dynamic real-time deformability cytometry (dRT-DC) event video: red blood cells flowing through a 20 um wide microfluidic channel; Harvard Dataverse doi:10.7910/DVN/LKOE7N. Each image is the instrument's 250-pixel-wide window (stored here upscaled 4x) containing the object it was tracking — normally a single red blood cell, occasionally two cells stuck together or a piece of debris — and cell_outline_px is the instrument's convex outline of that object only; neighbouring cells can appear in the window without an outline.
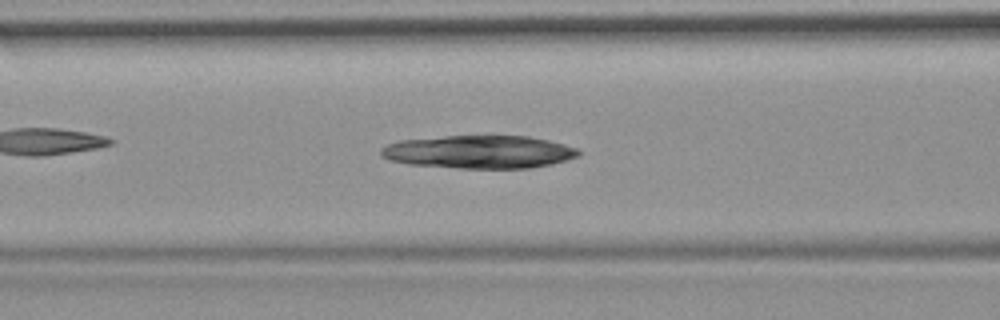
{"species": "common noctule bat (a hibernating species)", "species_latin": "Nyctalus noctula", "temperature_condition": "room temperature", "stored_images_in_passage": 49, "camera_frame_rate_fps": 3000, "um_per_image_px": 0.085, "animal": {"sex": "female", "body_mass_g": 19.9}, "frame": {"image": 1, "passage_image": 17, "time_ms": 5.333, "image_size_px": [1000, 320], "cell_outline_px": [[580, 156], [568, 160], [552, 164], [528, 168], [460, 168], [408, 164], [388, 160], [380, 156], [380, 148], [388, 144], [400, 140], [444, 136], [528, 136], [548, 140], [564, 144], [576, 148], [580, 152]], "centroid_in_image_um": [40.71, 12.91], "position_along_channel_um": 125.9, "area_um2": 38.15}}